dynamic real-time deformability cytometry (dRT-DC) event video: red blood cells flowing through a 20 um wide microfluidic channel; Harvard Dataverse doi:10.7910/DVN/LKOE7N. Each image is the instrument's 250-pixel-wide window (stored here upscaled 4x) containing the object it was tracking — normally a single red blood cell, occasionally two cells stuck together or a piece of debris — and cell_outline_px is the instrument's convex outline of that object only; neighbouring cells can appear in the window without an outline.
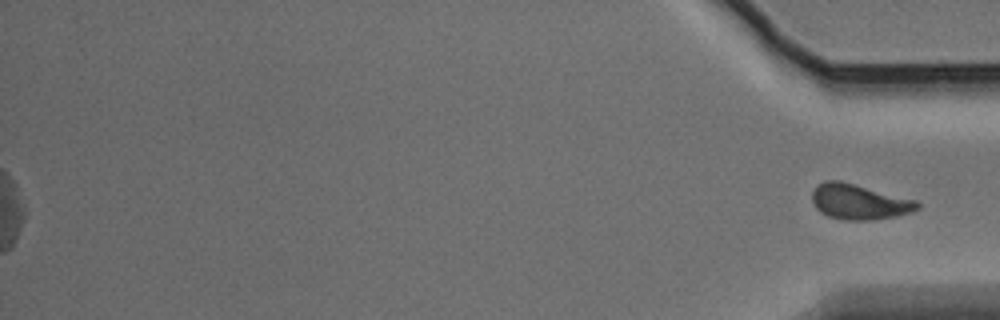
{"species": "Egyptian fruit bat (a non-hibernating species)", "species_latin": "Rousettus aegyptiacus", "temperature_condition": "warm", "stored_images_in_passage": 54, "segment_of_instrument_passage": [2, 2], "camera_frame_rate_fps": 3000, "um_per_image_px": 0.085, "animal": {"sex": "male"}, "frame": {"image": 1, "passage_image": 54, "time_ms": 17.667, "image_size_px": [1000, 320], "cell_outline_px": [[920, 208], [912, 212], [896, 216], [876, 220], [844, 220], [828, 216], [820, 212], [812, 204], [812, 192], [816, 184], [824, 180], [840, 180], [916, 200], [920, 204]], "centroid_in_image_um": [73.0, 17.15], "position_along_channel_um": 362.2, "area_um2": 21.91}}